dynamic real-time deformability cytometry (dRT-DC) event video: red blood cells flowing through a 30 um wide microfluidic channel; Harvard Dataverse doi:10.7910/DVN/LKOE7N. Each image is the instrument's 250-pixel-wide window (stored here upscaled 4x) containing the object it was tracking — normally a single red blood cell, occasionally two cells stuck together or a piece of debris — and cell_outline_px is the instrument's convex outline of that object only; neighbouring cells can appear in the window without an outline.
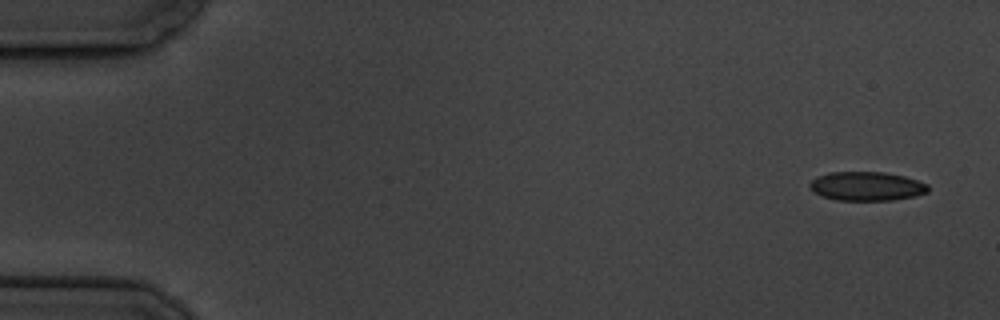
{"species": "common noctule bat (a hibernating species)", "species_latin": "Nyctalus noctula", "temperature_condition": "cold", "stored_images_in_passage": 5, "camera_frame_rate_fps": 3000, "um_per_image_px": 0.085, "animal": {"sex": "male", "body_mass_g": 19.5, "forearm_length_mm": 54.6}, "frame": {"image": 1, "passage_image": 1, "time_ms": 0.0, "image_size_px": [1000, 320], "cell_outline_px": [[928, 192], [916, 196], [892, 200], [836, 200], [812, 192], [808, 184], [816, 176], [828, 172], [884, 172], [904, 176], [928, 184]], "centroid_in_image_um": [73.64, 15.82], "position_along_channel_um": 11.4, "area_um2": 20.06}}
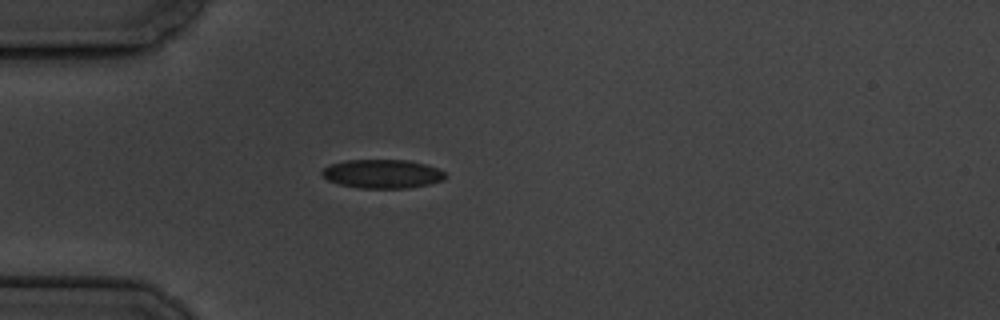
{"frame": {"image": 2, "passage_image": 5, "time_ms": 4.667, "image_size_px": [1000, 320], "cell_outline_px": [[448, 176], [444, 180], [428, 184], [408, 188], [360, 188], [340, 184], [328, 180], [320, 172], [324, 168], [332, 164], [344, 160], [408, 160], [440, 168]], "centroid_in_image_um": [32.54, 14.77], "position_along_channel_um": 52.5, "area_um2": 20.69}}